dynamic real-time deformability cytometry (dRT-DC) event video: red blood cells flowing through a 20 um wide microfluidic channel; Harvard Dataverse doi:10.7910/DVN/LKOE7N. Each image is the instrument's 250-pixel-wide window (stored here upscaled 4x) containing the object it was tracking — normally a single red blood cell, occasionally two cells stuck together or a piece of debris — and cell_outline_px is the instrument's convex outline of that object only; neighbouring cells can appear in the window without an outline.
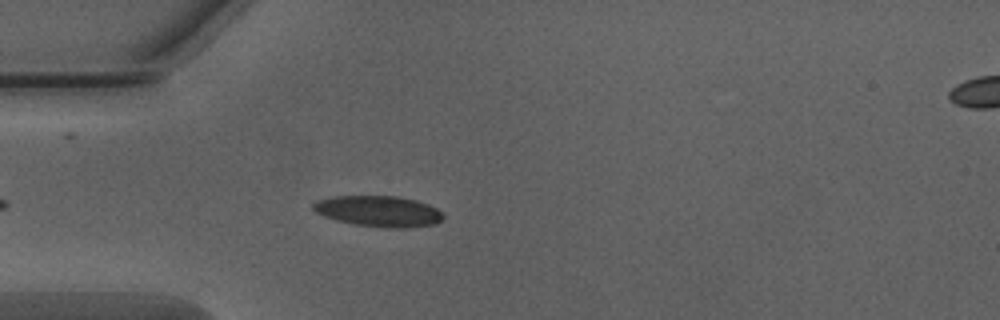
{"species": "Egyptian fruit bat (a non-hibernating species)", "species_latin": "Rousettus aegyptiacus", "temperature_condition": "warm", "stored_images_in_passage": 40, "camera_frame_rate_fps": 3000, "um_per_image_px": 0.085, "animal": {"sex": "male"}, "frame": {"image": 1, "passage_image": 6, "time_ms": 1.667, "image_size_px": [1000, 320], "cell_outline_px": [[444, 220], [436, 224], [408, 228], [388, 228], [356, 224], [336, 220], [324, 216], [316, 212], [312, 208], [312, 204], [320, 200], [332, 196], [396, 196], [416, 200], [428, 204], [436, 208], [444, 216]], "centroid_in_image_um": [32.22, 17.96], "position_along_channel_um": 52.8, "area_um2": 23.41}}
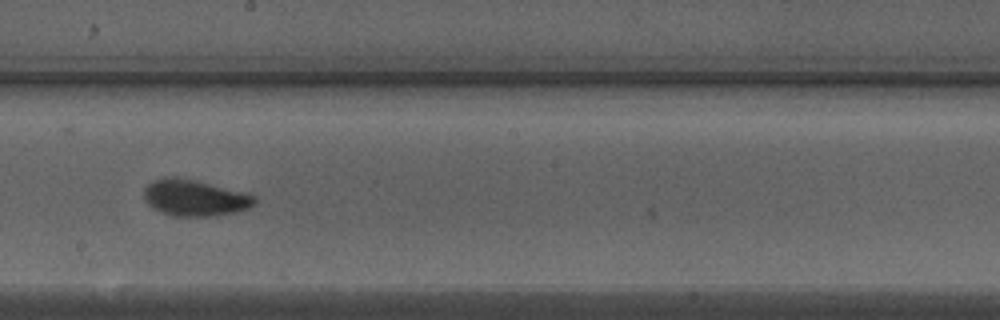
{"frame": {"image": 2, "passage_image": 20, "time_ms": 6.333, "image_size_px": [1000, 320], "cell_outline_px": [[256, 204], [248, 208], [236, 212], [216, 216], [172, 216], [160, 212], [152, 208], [144, 200], [144, 188], [152, 180], [164, 176], [176, 176], [256, 196]], "centroid_in_image_um": [16.49, 16.83], "position_along_channel_um": 231.7, "area_um2": 23.35}}
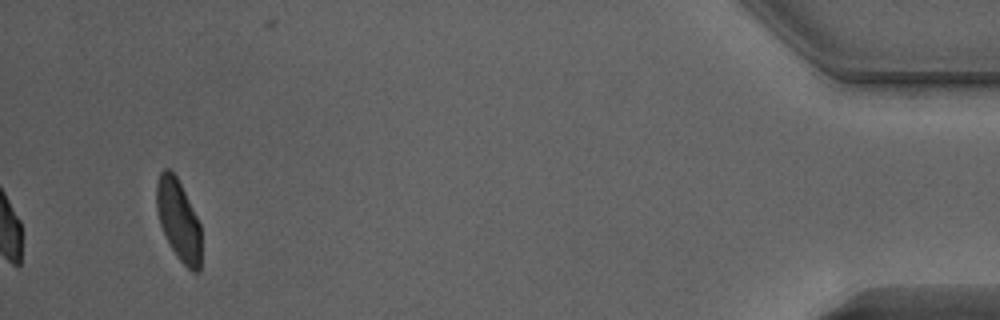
{"frame": {"image": 3, "passage_image": 40, "time_ms": 13.0, "image_size_px": [1000, 320], "cell_outline_px": [[200, 268], [196, 272], [192, 272], [176, 256], [160, 224], [156, 208], [156, 184], [160, 172], [164, 168], [168, 168], [176, 176], [200, 224]], "centroid_in_image_um": [15.15, 18.69], "position_along_channel_um": 420.0, "area_um2": 20.63}, "authors_computed_cell_mechanics": {"area_um2": 22.4842, "velocity_mm_per_s": 4.0235, "shape_relaxation_time_tau1_ms": 2.5479, "shape_relaxation_time_tau2_ms": 0.6412, "deformation_change_tau1": 0.1304, "deformation_change_tau2": 0.0554}}